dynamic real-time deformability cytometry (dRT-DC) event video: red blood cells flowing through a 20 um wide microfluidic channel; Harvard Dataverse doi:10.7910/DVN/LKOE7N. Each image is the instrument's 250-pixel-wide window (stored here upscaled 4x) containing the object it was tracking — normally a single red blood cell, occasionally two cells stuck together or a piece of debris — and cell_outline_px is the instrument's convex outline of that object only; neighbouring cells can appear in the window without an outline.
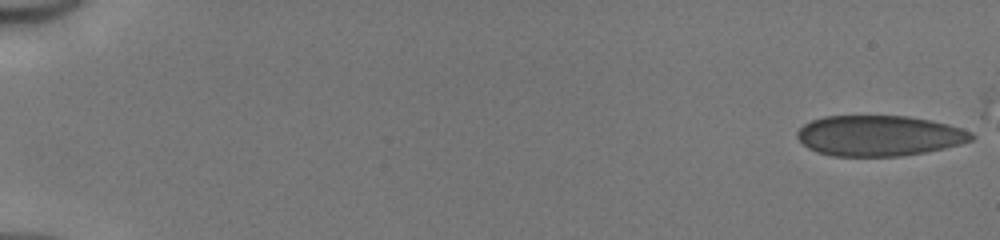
{"species": "human", "species_latin": "Homo sapiens", "temperature_condition": "cold", "stored_images_in_passage": 50, "camera_frame_rate_fps": 3000, "um_per_image_px": 0.085, "donor": {"sex": "male"}, "frame": {"image": 1, "passage_image": 1, "time_ms": 0.0, "image_size_px": [1000, 240], "cell_outline_px": [[976, 136], [972, 140], [960, 144], [944, 148], [924, 152], [900, 156], [832, 156], [816, 152], [808, 148], [796, 136], [796, 132], [804, 124], [812, 120], [824, 116], [908, 116], [932, 120], [948, 124], [972, 132]], "centroid_in_image_um": [74.73, 11.53], "position_along_channel_um": 10.3, "area_um2": 41.27}}
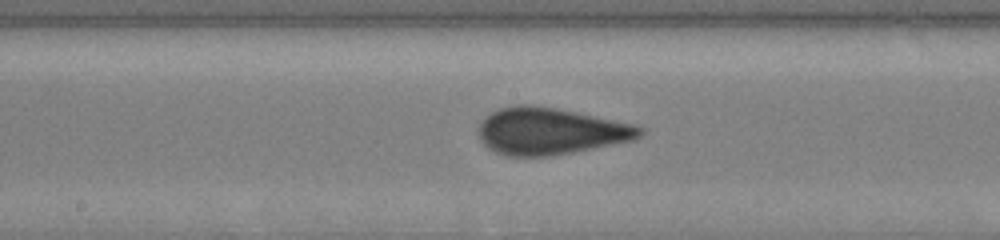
{"frame": {"image": 2, "passage_image": 28, "time_ms": 9.0, "image_size_px": [1000, 240], "cell_outline_px": [[644, 132], [636, 140], [572, 152], [548, 156], [508, 156], [496, 152], [488, 148], [480, 140], [476, 132], [476, 128], [480, 120], [484, 116], [500, 108], [516, 104], [528, 104], [556, 108], [636, 124], [644, 128]], "centroid_in_image_um": [46.75, 11.14], "position_along_channel_um": 201.5, "area_um2": 44.45}}
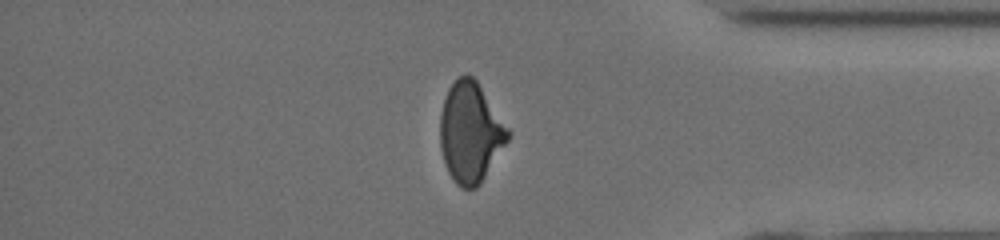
{"frame": {"image": 3, "passage_image": 43, "time_ms": 14.0, "image_size_px": [1000, 240], "cell_outline_px": [[512, 132], [508, 140], [480, 184], [476, 188], [460, 188], [456, 184], [448, 172], [444, 164], [440, 148], [440, 112], [448, 88], [456, 76], [468, 72], [476, 80]], "centroid_in_image_um": [39.97, 11.23], "position_along_channel_um": 395.2, "area_um2": 39.94}, "authors_computed_cell_mechanics": {"area_um2": 42.5697, "velocity_mm_per_s": 4.1899, "shape_relaxation_time_tau1_ms": null, "shape_relaxation_time_tau2_ms": 0.5305, "deformation_change_tau1": null, "deformation_change_tau2": 0.0475}}